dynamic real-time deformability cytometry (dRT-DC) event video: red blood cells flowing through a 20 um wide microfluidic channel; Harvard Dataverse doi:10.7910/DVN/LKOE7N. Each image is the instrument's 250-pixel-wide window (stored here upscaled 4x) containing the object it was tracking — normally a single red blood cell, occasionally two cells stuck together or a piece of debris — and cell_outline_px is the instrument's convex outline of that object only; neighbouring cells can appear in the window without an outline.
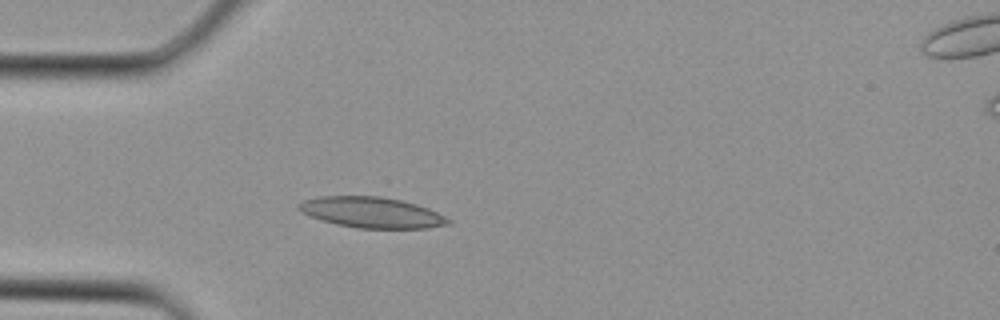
{"species": "Egyptian fruit bat (a non-hibernating species)", "species_latin": "Rousettus aegyptiacus", "temperature_condition": "cold", "stored_images_in_passage": 3, "camera_frame_rate_fps": 3000, "um_per_image_px": 0.085, "animal": {"sex": "female"}, "frame": {"image": 1, "passage_image": 2, "time_ms": 0.333, "image_size_px": [1000, 320], "cell_outline_px": [[452, 224], [428, 228], [356, 228], [336, 224], [312, 216], [296, 208], [296, 204], [304, 200], [320, 196], [380, 196], [400, 200], [416, 204], [428, 208], [452, 220]], "centroid_in_image_um": [31.62, 18.06], "position_along_channel_um": 53.4, "area_um2": 26.65}}